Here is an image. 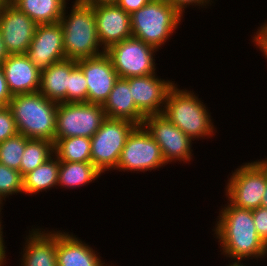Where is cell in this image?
Masks as SVG:
<instances>
[{"label":"cell","instance_id":"cell-22","mask_svg":"<svg viewBox=\"0 0 267 266\" xmlns=\"http://www.w3.org/2000/svg\"><path fill=\"white\" fill-rule=\"evenodd\" d=\"M36 24L59 22L68 0H9Z\"/></svg>","mask_w":267,"mask_h":266},{"label":"cell","instance_id":"cell-16","mask_svg":"<svg viewBox=\"0 0 267 266\" xmlns=\"http://www.w3.org/2000/svg\"><path fill=\"white\" fill-rule=\"evenodd\" d=\"M99 42L106 51L132 36L130 14L116 4L94 6Z\"/></svg>","mask_w":267,"mask_h":266},{"label":"cell","instance_id":"cell-7","mask_svg":"<svg viewBox=\"0 0 267 266\" xmlns=\"http://www.w3.org/2000/svg\"><path fill=\"white\" fill-rule=\"evenodd\" d=\"M136 126L128 120L106 118L90 138L91 162L102 174L115 170L126 140Z\"/></svg>","mask_w":267,"mask_h":266},{"label":"cell","instance_id":"cell-27","mask_svg":"<svg viewBox=\"0 0 267 266\" xmlns=\"http://www.w3.org/2000/svg\"><path fill=\"white\" fill-rule=\"evenodd\" d=\"M29 138L17 134L0 143V163L20 171L21 159Z\"/></svg>","mask_w":267,"mask_h":266},{"label":"cell","instance_id":"cell-4","mask_svg":"<svg viewBox=\"0 0 267 266\" xmlns=\"http://www.w3.org/2000/svg\"><path fill=\"white\" fill-rule=\"evenodd\" d=\"M174 85L167 95L162 115L193 141L213 137L215 132L206 105L192 91Z\"/></svg>","mask_w":267,"mask_h":266},{"label":"cell","instance_id":"cell-18","mask_svg":"<svg viewBox=\"0 0 267 266\" xmlns=\"http://www.w3.org/2000/svg\"><path fill=\"white\" fill-rule=\"evenodd\" d=\"M25 238L21 266H58L57 231L35 228Z\"/></svg>","mask_w":267,"mask_h":266},{"label":"cell","instance_id":"cell-41","mask_svg":"<svg viewBox=\"0 0 267 266\" xmlns=\"http://www.w3.org/2000/svg\"><path fill=\"white\" fill-rule=\"evenodd\" d=\"M6 0H0V6L5 2Z\"/></svg>","mask_w":267,"mask_h":266},{"label":"cell","instance_id":"cell-5","mask_svg":"<svg viewBox=\"0 0 267 266\" xmlns=\"http://www.w3.org/2000/svg\"><path fill=\"white\" fill-rule=\"evenodd\" d=\"M182 18L166 0H150L130 15L132 36L159 50L178 28Z\"/></svg>","mask_w":267,"mask_h":266},{"label":"cell","instance_id":"cell-23","mask_svg":"<svg viewBox=\"0 0 267 266\" xmlns=\"http://www.w3.org/2000/svg\"><path fill=\"white\" fill-rule=\"evenodd\" d=\"M54 154L40 166L23 176V192L37 194L56 187L60 161Z\"/></svg>","mask_w":267,"mask_h":266},{"label":"cell","instance_id":"cell-32","mask_svg":"<svg viewBox=\"0 0 267 266\" xmlns=\"http://www.w3.org/2000/svg\"><path fill=\"white\" fill-rule=\"evenodd\" d=\"M169 2L182 16L185 12V8L189 7L190 5L194 6H201L202 8L206 5H212V0H166Z\"/></svg>","mask_w":267,"mask_h":266},{"label":"cell","instance_id":"cell-8","mask_svg":"<svg viewBox=\"0 0 267 266\" xmlns=\"http://www.w3.org/2000/svg\"><path fill=\"white\" fill-rule=\"evenodd\" d=\"M106 118L100 104L58 103L54 142L74 136L91 138Z\"/></svg>","mask_w":267,"mask_h":266},{"label":"cell","instance_id":"cell-13","mask_svg":"<svg viewBox=\"0 0 267 266\" xmlns=\"http://www.w3.org/2000/svg\"><path fill=\"white\" fill-rule=\"evenodd\" d=\"M86 78L87 102L103 105L119 78L106 53L76 60Z\"/></svg>","mask_w":267,"mask_h":266},{"label":"cell","instance_id":"cell-31","mask_svg":"<svg viewBox=\"0 0 267 266\" xmlns=\"http://www.w3.org/2000/svg\"><path fill=\"white\" fill-rule=\"evenodd\" d=\"M252 216L259 237L267 245V208L260 206L252 210Z\"/></svg>","mask_w":267,"mask_h":266},{"label":"cell","instance_id":"cell-20","mask_svg":"<svg viewBox=\"0 0 267 266\" xmlns=\"http://www.w3.org/2000/svg\"><path fill=\"white\" fill-rule=\"evenodd\" d=\"M106 117L124 119L142 125L145 116L138 110L129 88V78H118L115 81L107 100L102 105Z\"/></svg>","mask_w":267,"mask_h":266},{"label":"cell","instance_id":"cell-39","mask_svg":"<svg viewBox=\"0 0 267 266\" xmlns=\"http://www.w3.org/2000/svg\"><path fill=\"white\" fill-rule=\"evenodd\" d=\"M261 206L264 208H267V186L263 193V200H262Z\"/></svg>","mask_w":267,"mask_h":266},{"label":"cell","instance_id":"cell-1","mask_svg":"<svg viewBox=\"0 0 267 266\" xmlns=\"http://www.w3.org/2000/svg\"><path fill=\"white\" fill-rule=\"evenodd\" d=\"M217 220L213 231L214 238L219 239L221 254L233 261L267 257V245L256 231L252 210L238 208L228 201Z\"/></svg>","mask_w":267,"mask_h":266},{"label":"cell","instance_id":"cell-17","mask_svg":"<svg viewBox=\"0 0 267 266\" xmlns=\"http://www.w3.org/2000/svg\"><path fill=\"white\" fill-rule=\"evenodd\" d=\"M1 66L12 96L39 91L41 71L26 54H10Z\"/></svg>","mask_w":267,"mask_h":266},{"label":"cell","instance_id":"cell-12","mask_svg":"<svg viewBox=\"0 0 267 266\" xmlns=\"http://www.w3.org/2000/svg\"><path fill=\"white\" fill-rule=\"evenodd\" d=\"M37 24L9 0L0 6V31L10 54H26Z\"/></svg>","mask_w":267,"mask_h":266},{"label":"cell","instance_id":"cell-30","mask_svg":"<svg viewBox=\"0 0 267 266\" xmlns=\"http://www.w3.org/2000/svg\"><path fill=\"white\" fill-rule=\"evenodd\" d=\"M18 134L17 126L8 106L0 108V143Z\"/></svg>","mask_w":267,"mask_h":266},{"label":"cell","instance_id":"cell-26","mask_svg":"<svg viewBox=\"0 0 267 266\" xmlns=\"http://www.w3.org/2000/svg\"><path fill=\"white\" fill-rule=\"evenodd\" d=\"M54 154L53 142L46 139H29L22 155L20 173L22 176L34 170Z\"/></svg>","mask_w":267,"mask_h":266},{"label":"cell","instance_id":"cell-37","mask_svg":"<svg viewBox=\"0 0 267 266\" xmlns=\"http://www.w3.org/2000/svg\"><path fill=\"white\" fill-rule=\"evenodd\" d=\"M84 4L90 6L116 4L118 0H81Z\"/></svg>","mask_w":267,"mask_h":266},{"label":"cell","instance_id":"cell-2","mask_svg":"<svg viewBox=\"0 0 267 266\" xmlns=\"http://www.w3.org/2000/svg\"><path fill=\"white\" fill-rule=\"evenodd\" d=\"M66 7L59 21L63 30L65 58L78 60L105 53L97 35L94 6L75 0L70 14Z\"/></svg>","mask_w":267,"mask_h":266},{"label":"cell","instance_id":"cell-3","mask_svg":"<svg viewBox=\"0 0 267 266\" xmlns=\"http://www.w3.org/2000/svg\"><path fill=\"white\" fill-rule=\"evenodd\" d=\"M8 107L19 134L29 139H46L54 143L58 103L38 91L13 95Z\"/></svg>","mask_w":267,"mask_h":266},{"label":"cell","instance_id":"cell-11","mask_svg":"<svg viewBox=\"0 0 267 266\" xmlns=\"http://www.w3.org/2000/svg\"><path fill=\"white\" fill-rule=\"evenodd\" d=\"M161 148L166 164L190 162L192 139L162 114L148 115L142 124Z\"/></svg>","mask_w":267,"mask_h":266},{"label":"cell","instance_id":"cell-6","mask_svg":"<svg viewBox=\"0 0 267 266\" xmlns=\"http://www.w3.org/2000/svg\"><path fill=\"white\" fill-rule=\"evenodd\" d=\"M226 197L238 208L254 210L261 206L267 186V158L243 163L227 180Z\"/></svg>","mask_w":267,"mask_h":266},{"label":"cell","instance_id":"cell-36","mask_svg":"<svg viewBox=\"0 0 267 266\" xmlns=\"http://www.w3.org/2000/svg\"><path fill=\"white\" fill-rule=\"evenodd\" d=\"M3 208L0 207V215L2 214L1 213V210ZM2 217H0V266H4V264H6V260H5V256H6V250H5V243H4V238L2 237L3 236V228L1 227L2 226Z\"/></svg>","mask_w":267,"mask_h":266},{"label":"cell","instance_id":"cell-19","mask_svg":"<svg viewBox=\"0 0 267 266\" xmlns=\"http://www.w3.org/2000/svg\"><path fill=\"white\" fill-rule=\"evenodd\" d=\"M98 254L75 235L61 230L57 231L58 266H107Z\"/></svg>","mask_w":267,"mask_h":266},{"label":"cell","instance_id":"cell-38","mask_svg":"<svg viewBox=\"0 0 267 266\" xmlns=\"http://www.w3.org/2000/svg\"><path fill=\"white\" fill-rule=\"evenodd\" d=\"M9 55L10 53L8 52L5 46L1 31H0V64H2L8 58Z\"/></svg>","mask_w":267,"mask_h":266},{"label":"cell","instance_id":"cell-29","mask_svg":"<svg viewBox=\"0 0 267 266\" xmlns=\"http://www.w3.org/2000/svg\"><path fill=\"white\" fill-rule=\"evenodd\" d=\"M87 102V84L84 73L71 59V73L69 74V87L67 88V103Z\"/></svg>","mask_w":267,"mask_h":266},{"label":"cell","instance_id":"cell-9","mask_svg":"<svg viewBox=\"0 0 267 266\" xmlns=\"http://www.w3.org/2000/svg\"><path fill=\"white\" fill-rule=\"evenodd\" d=\"M158 50L131 36L110 46L105 53L111 59L118 77L131 78L155 73V53Z\"/></svg>","mask_w":267,"mask_h":266},{"label":"cell","instance_id":"cell-14","mask_svg":"<svg viewBox=\"0 0 267 266\" xmlns=\"http://www.w3.org/2000/svg\"><path fill=\"white\" fill-rule=\"evenodd\" d=\"M26 55L40 71L66 59L60 22L37 24Z\"/></svg>","mask_w":267,"mask_h":266},{"label":"cell","instance_id":"cell-40","mask_svg":"<svg viewBox=\"0 0 267 266\" xmlns=\"http://www.w3.org/2000/svg\"><path fill=\"white\" fill-rule=\"evenodd\" d=\"M227 266H246V265H244L243 263L241 264V261H235V262L230 263Z\"/></svg>","mask_w":267,"mask_h":266},{"label":"cell","instance_id":"cell-21","mask_svg":"<svg viewBox=\"0 0 267 266\" xmlns=\"http://www.w3.org/2000/svg\"><path fill=\"white\" fill-rule=\"evenodd\" d=\"M71 59H64L41 71L39 92L56 103H67Z\"/></svg>","mask_w":267,"mask_h":266},{"label":"cell","instance_id":"cell-33","mask_svg":"<svg viewBox=\"0 0 267 266\" xmlns=\"http://www.w3.org/2000/svg\"><path fill=\"white\" fill-rule=\"evenodd\" d=\"M255 32L256 35H253L252 42L259 48V50L267 58V22L263 23Z\"/></svg>","mask_w":267,"mask_h":266},{"label":"cell","instance_id":"cell-35","mask_svg":"<svg viewBox=\"0 0 267 266\" xmlns=\"http://www.w3.org/2000/svg\"><path fill=\"white\" fill-rule=\"evenodd\" d=\"M12 94L9 92L7 81L5 79L3 68L0 64V104L2 106H8L12 99Z\"/></svg>","mask_w":267,"mask_h":266},{"label":"cell","instance_id":"cell-28","mask_svg":"<svg viewBox=\"0 0 267 266\" xmlns=\"http://www.w3.org/2000/svg\"><path fill=\"white\" fill-rule=\"evenodd\" d=\"M22 194L23 192V176L20 171L9 168L0 163V207L3 200L9 195Z\"/></svg>","mask_w":267,"mask_h":266},{"label":"cell","instance_id":"cell-10","mask_svg":"<svg viewBox=\"0 0 267 266\" xmlns=\"http://www.w3.org/2000/svg\"><path fill=\"white\" fill-rule=\"evenodd\" d=\"M166 165L161 148L143 125H137L129 134L122 149L118 171H151Z\"/></svg>","mask_w":267,"mask_h":266},{"label":"cell","instance_id":"cell-24","mask_svg":"<svg viewBox=\"0 0 267 266\" xmlns=\"http://www.w3.org/2000/svg\"><path fill=\"white\" fill-rule=\"evenodd\" d=\"M101 174L92 162L60 161L57 186L65 189L80 188L94 182Z\"/></svg>","mask_w":267,"mask_h":266},{"label":"cell","instance_id":"cell-15","mask_svg":"<svg viewBox=\"0 0 267 266\" xmlns=\"http://www.w3.org/2000/svg\"><path fill=\"white\" fill-rule=\"evenodd\" d=\"M156 74L129 78L134 103L145 117L162 114L167 95L175 85L173 81L158 78Z\"/></svg>","mask_w":267,"mask_h":266},{"label":"cell","instance_id":"cell-34","mask_svg":"<svg viewBox=\"0 0 267 266\" xmlns=\"http://www.w3.org/2000/svg\"><path fill=\"white\" fill-rule=\"evenodd\" d=\"M149 1L150 0H118L116 5L131 15L144 7Z\"/></svg>","mask_w":267,"mask_h":266},{"label":"cell","instance_id":"cell-25","mask_svg":"<svg viewBox=\"0 0 267 266\" xmlns=\"http://www.w3.org/2000/svg\"><path fill=\"white\" fill-rule=\"evenodd\" d=\"M54 155L59 161L91 162V140L88 137H68L53 143Z\"/></svg>","mask_w":267,"mask_h":266}]
</instances>
